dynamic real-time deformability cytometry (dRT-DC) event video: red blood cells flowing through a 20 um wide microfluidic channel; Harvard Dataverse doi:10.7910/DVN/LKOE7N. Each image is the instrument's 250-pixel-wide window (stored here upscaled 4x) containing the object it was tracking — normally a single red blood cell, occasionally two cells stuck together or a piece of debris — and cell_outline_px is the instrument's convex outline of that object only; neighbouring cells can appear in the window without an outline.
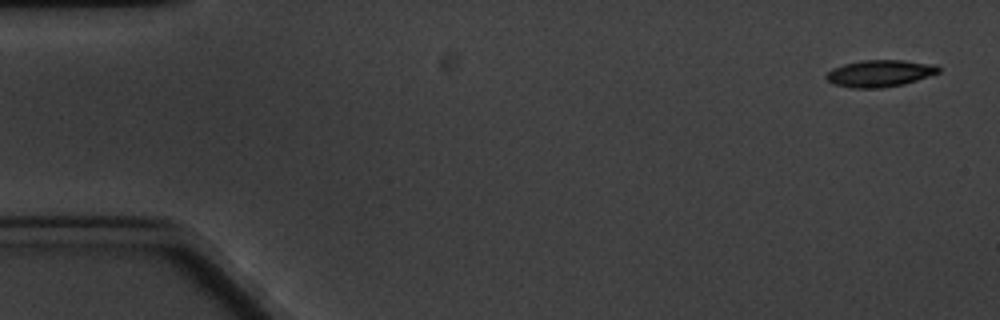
{"species": "common noctule bat (a hibernating species)", "species_latin": "Nyctalus noctula", "temperature_condition": "cold", "stored_images_in_passage": 6, "camera_frame_rate_fps": 3000, "um_per_image_px": 0.085, "animal": {"sex": "male", "body_mass_g": 20.1, "forearm_length_mm": 53.5}, "frame": {"image": 1, "passage_image": 1, "time_ms": 0.0, "image_size_px": [1000, 320], "cell_outline_px": [[940, 72], [904, 84], [884, 88], [852, 88], [832, 84], [824, 76], [832, 68], [844, 64], [860, 60], [904, 60], [936, 64], [940, 68]], "centroid_in_image_um": [74.77, 6.23], "position_along_channel_um": 10.2, "area_um2": 17.74}}
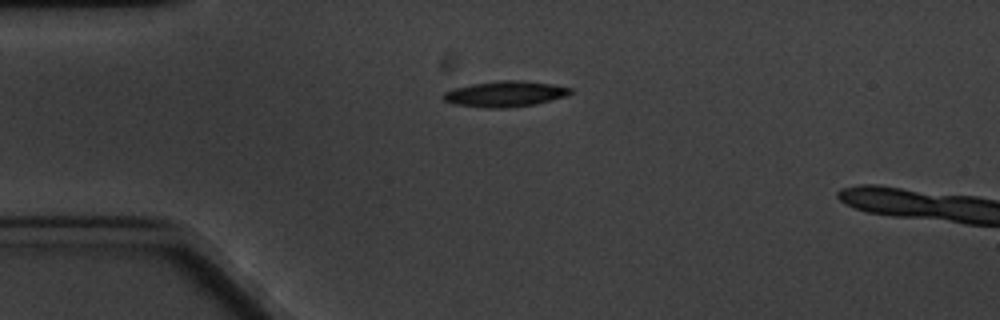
{"frame": {"image": 2, "passage_image": 4, "time_ms": 4.0, "image_size_px": [1000, 320], "cell_outline_px": [[572, 92], [564, 96], [536, 104], [508, 108], [488, 108], [456, 104], [444, 100], [440, 96], [444, 92], [452, 88], [472, 84], [500, 80], [524, 80], [552, 84], [572, 88]], "centroid_in_image_um": [42.91, 7.97], "position_along_channel_um": 42.1, "area_um2": 19.07}}